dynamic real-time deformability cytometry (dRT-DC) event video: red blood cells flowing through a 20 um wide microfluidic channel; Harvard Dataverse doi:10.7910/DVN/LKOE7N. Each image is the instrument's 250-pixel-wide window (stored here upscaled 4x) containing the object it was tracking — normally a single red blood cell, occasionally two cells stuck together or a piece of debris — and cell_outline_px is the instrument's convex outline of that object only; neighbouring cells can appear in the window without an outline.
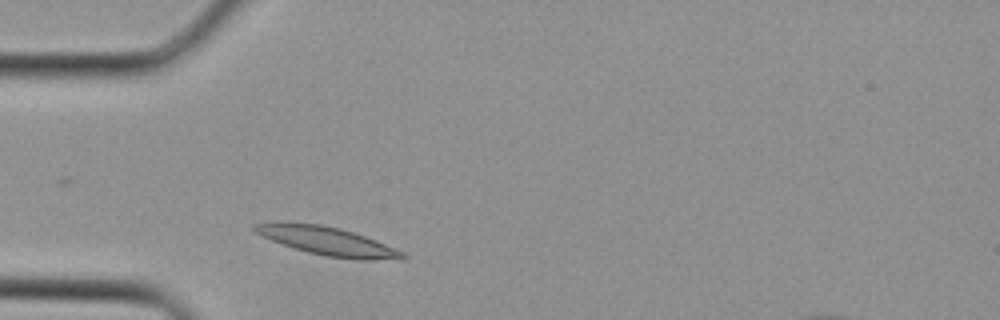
{"species": "Egyptian fruit bat (a non-hibernating species)", "species_latin": "Rousettus aegyptiacus", "temperature_condition": "cold", "stored_images_in_passage": 22, "camera_frame_rate_fps": 3000, "um_per_image_px": 0.085, "animal": {"sex": "female"}, "frame": {"image": 1, "passage_image": 3, "time_ms": 0.667, "image_size_px": [1000, 320], "cell_outline_px": [[408, 256], [376, 260], [360, 260], [324, 256], [308, 252], [272, 240], [256, 232], [252, 228], [252, 224], [320, 224], [340, 228], [376, 240], [404, 252]], "centroid_in_image_um": [27.9, 20.52], "position_along_channel_um": 57.1, "area_um2": 23.41}}
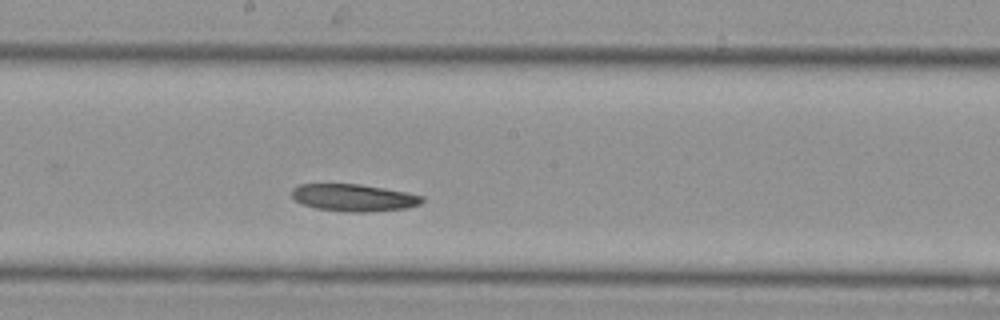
{"frame": {"image": 2, "passage_image": 12, "time_ms": 3.667, "image_size_px": [1000, 320], "cell_outline_px": [[424, 200], [420, 204], [408, 208], [368, 212], [348, 212], [316, 208], [304, 204], [296, 200], [292, 196], [292, 188], [300, 184], [360, 184], [408, 192], [424, 196]], "centroid_in_image_um": [30.11, 16.8], "position_along_channel_um": 218.1, "area_um2": 20.69}}
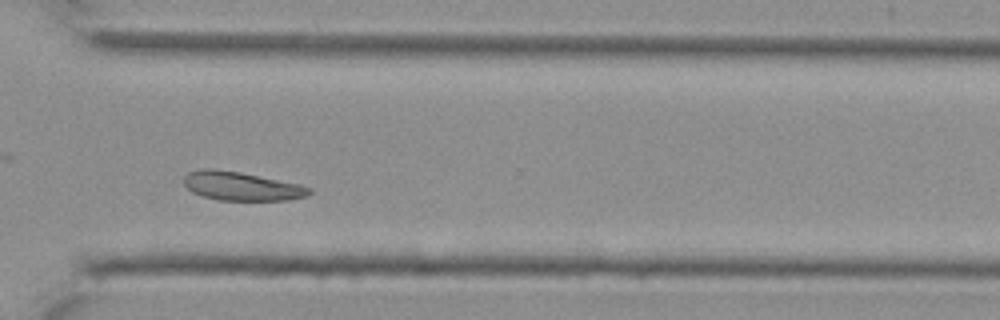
{"frame": {"image": 3, "passage_image": 19, "time_ms": 6.0, "image_size_px": [1000, 320], "cell_outline_px": [[312, 192], [304, 196], [288, 200], [220, 200], [200, 196], [192, 192], [184, 184], [184, 176], [188, 172], [200, 168], [208, 168], [240, 172], [300, 184], [312, 188]], "centroid_in_image_um": [20.5, 15.82], "position_along_channel_um": 350.1, "area_um2": 20.98}}